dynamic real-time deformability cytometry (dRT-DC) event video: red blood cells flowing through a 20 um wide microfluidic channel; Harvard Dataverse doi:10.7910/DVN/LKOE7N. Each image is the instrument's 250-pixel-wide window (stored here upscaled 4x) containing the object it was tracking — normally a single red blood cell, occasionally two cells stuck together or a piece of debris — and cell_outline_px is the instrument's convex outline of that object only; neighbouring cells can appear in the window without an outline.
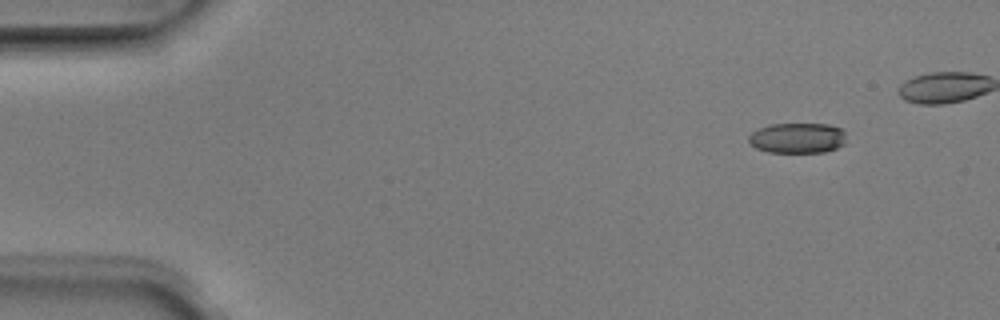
{"species": "Egyptian fruit bat (a non-hibernating species)", "species_latin": "Rousettus aegyptiacus", "temperature_condition": "room temperature", "stored_images_in_passage": 2, "segment_of_instrument_passage": [2, 2], "camera_frame_rate_fps": 3000, "um_per_image_px": 0.085, "animal": {"sex": "male"}, "frame": {"image": 1, "passage_image": 2, "time_ms": 0.333, "image_size_px": [1000, 320], "cell_outline_px": [[844, 144], [836, 148], [824, 152], [768, 152], [756, 148], [748, 140], [748, 136], [752, 132], [768, 124], [828, 124], [840, 128], [844, 132]], "centroid_in_image_um": [67.77, 11.73], "position_along_channel_um": 17.2, "area_um2": 17.17}}